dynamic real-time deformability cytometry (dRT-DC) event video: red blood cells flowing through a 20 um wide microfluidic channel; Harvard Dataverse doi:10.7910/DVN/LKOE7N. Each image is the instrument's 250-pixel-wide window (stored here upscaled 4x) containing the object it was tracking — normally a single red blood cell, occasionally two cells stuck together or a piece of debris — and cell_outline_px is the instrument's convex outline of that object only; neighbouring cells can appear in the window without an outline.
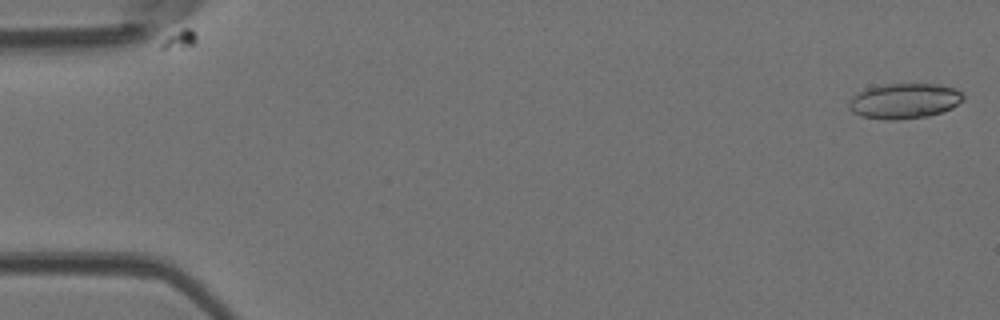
{"species": "Egyptian fruit bat (a non-hibernating species)", "species_latin": "Rousettus aegyptiacus", "temperature_condition": "room temperature", "stored_images_in_passage": 7, "camera_frame_rate_fps": 3000, "um_per_image_px": 0.085, "animal": {"sex": "female"}, "frame": {"image": 1, "passage_image": 1, "time_ms": 0.0, "image_size_px": [1000, 320], "cell_outline_px": [[964, 100], [952, 108], [928, 116], [900, 120], [884, 120], [860, 116], [852, 112], [848, 108], [848, 100], [856, 92], [868, 88], [884, 84], [940, 84], [956, 88], [964, 96]], "centroid_in_image_um": [76.84, 8.58], "position_along_channel_um": 8.2, "area_um2": 23.87}}
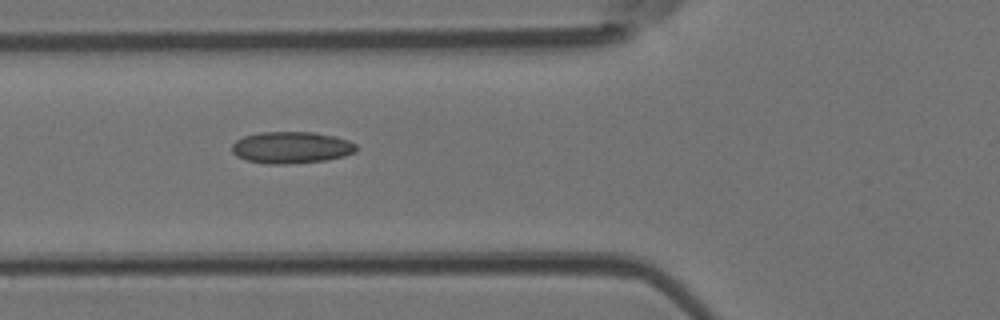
{"frame": {"image": 2, "passage_image": 6, "time_ms": 1.667, "image_size_px": [1000, 320], "cell_outline_px": [[360, 148], [356, 152], [344, 156], [324, 160], [284, 164], [268, 164], [244, 160], [236, 156], [232, 152], [232, 144], [236, 140], [244, 136], [260, 132], [316, 132], [336, 136], [348, 140], [356, 144]], "centroid_in_image_um": [24.78, 12.53], "position_along_channel_um": 101.0, "area_um2": 23.24}}
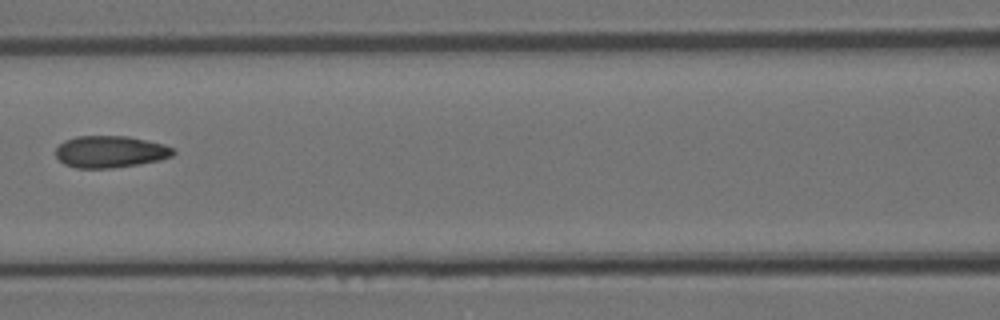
{"frame": {"image": 3, "passage_image": 7, "time_ms": 2.0, "image_size_px": [1000, 320], "cell_outline_px": [[176, 152], [172, 156], [160, 160], [140, 164], [112, 168], [76, 168], [64, 164], [56, 156], [56, 148], [64, 140], [76, 136], [128, 136], [164, 144], [172, 148]], "centroid_in_image_um": [9.37, 12.9], "position_along_channel_um": 157.2, "area_um2": 21.91}}